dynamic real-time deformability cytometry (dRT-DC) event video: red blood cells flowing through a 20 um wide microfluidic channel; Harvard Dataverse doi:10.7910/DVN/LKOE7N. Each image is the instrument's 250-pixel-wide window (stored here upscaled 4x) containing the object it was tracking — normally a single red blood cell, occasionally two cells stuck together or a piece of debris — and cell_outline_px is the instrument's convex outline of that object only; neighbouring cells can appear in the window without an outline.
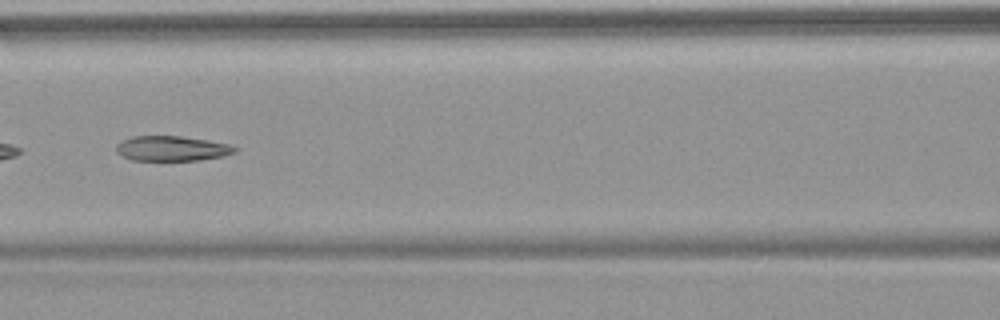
{"species": "common noctule bat (a hibernating species)", "species_latin": "Nyctalus noctula", "temperature_condition": "warm", "stored_images_in_passage": 6, "camera_frame_rate_fps": 3000, "um_per_image_px": 0.085, "animal": {"sex": "female", "body_mass_g": 18.4}, "frame": {"image": 1, "passage_image": 6, "time_ms": 6.667, "image_size_px": [1000, 320], "cell_outline_px": [[240, 148], [236, 152], [224, 156], [200, 160], [132, 160], [116, 152], [116, 144], [132, 136], [180, 136], [208, 140], [228, 144]], "centroid_in_image_um": [14.65, 12.62], "position_along_channel_um": 152.0, "area_um2": 17.28}}